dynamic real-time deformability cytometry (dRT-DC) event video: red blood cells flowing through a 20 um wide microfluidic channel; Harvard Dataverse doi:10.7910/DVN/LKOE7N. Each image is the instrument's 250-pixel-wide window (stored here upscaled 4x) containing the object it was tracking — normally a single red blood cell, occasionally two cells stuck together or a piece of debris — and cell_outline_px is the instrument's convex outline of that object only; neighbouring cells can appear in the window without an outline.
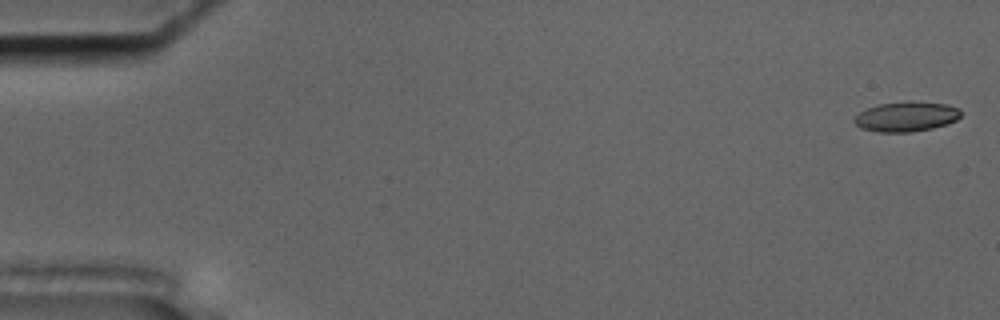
{"species": "common noctule bat (a hibernating species)", "species_latin": "Nyctalus noctula", "temperature_condition": "cold", "stored_images_in_passage": 56, "camera_frame_rate_fps": 3000, "um_per_image_px": 0.085, "animal": {"sex": "male", "body_mass_g": 17.5, "forearm_length_mm": 52.3}, "frame": {"image": 1, "passage_image": 2, "time_ms": 0.333, "image_size_px": [1000, 320], "cell_outline_px": [[960, 116], [956, 120], [948, 124], [932, 128], [912, 132], [880, 132], [860, 128], [852, 120], [860, 112], [868, 108], [880, 104], [912, 100], [948, 104], [960, 108]], "centroid_in_image_um": [77.06, 9.9], "position_along_channel_um": 7.9, "area_um2": 18.73}}
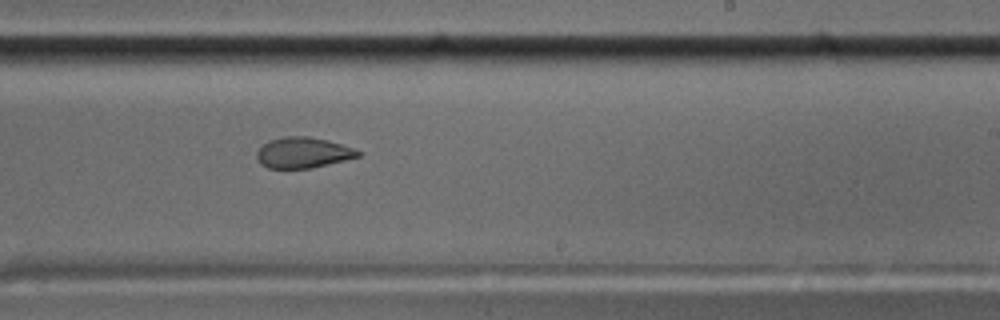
{"frame": {"image": 2, "passage_image": 35, "time_ms": 11.333, "image_size_px": [1000, 320], "cell_outline_px": [[360, 156], [312, 168], [268, 168], [260, 164], [256, 156], [256, 152], [268, 140], [284, 136], [308, 136], [328, 140], [352, 148], [360, 152]], "centroid_in_image_um": [25.71, 12.97], "position_along_channel_um": 263.3, "area_um2": 18.03}}
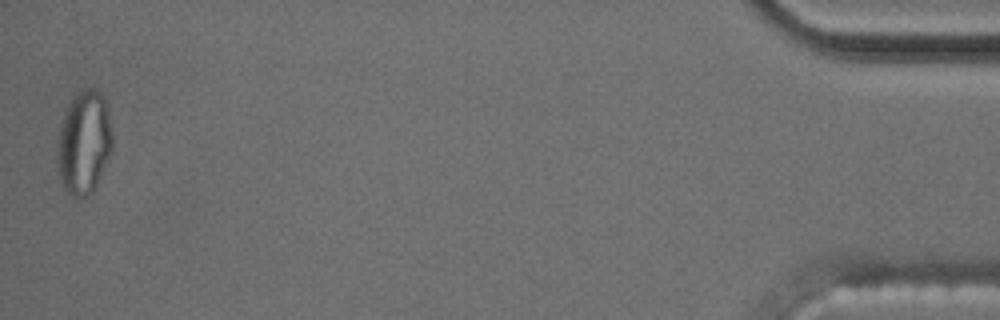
{"frame": {"image": 3, "passage_image": 56, "time_ms": 18.333, "image_size_px": [1000, 320], "cell_outline_px": [[112, 152], [92, 192], [88, 196], [72, 196], [64, 188], [60, 180], [56, 152], [60, 128], [64, 112], [68, 104], [76, 92], [80, 88], [96, 88], [104, 96], [112, 132]], "centroid_in_image_um": [7.14, 12.08], "position_along_channel_um": 428.1, "area_um2": 33.35}, "authors_computed_cell_mechanics": {"area_um2": 19.074, "velocity_mm_per_s": 3.6364, "shape_relaxation_time_tau1_ms": null, "shape_relaxation_time_tau2_ms": 1.8691, "deformation_change_tau1": null, "deformation_change_tau2": 0.0656}}